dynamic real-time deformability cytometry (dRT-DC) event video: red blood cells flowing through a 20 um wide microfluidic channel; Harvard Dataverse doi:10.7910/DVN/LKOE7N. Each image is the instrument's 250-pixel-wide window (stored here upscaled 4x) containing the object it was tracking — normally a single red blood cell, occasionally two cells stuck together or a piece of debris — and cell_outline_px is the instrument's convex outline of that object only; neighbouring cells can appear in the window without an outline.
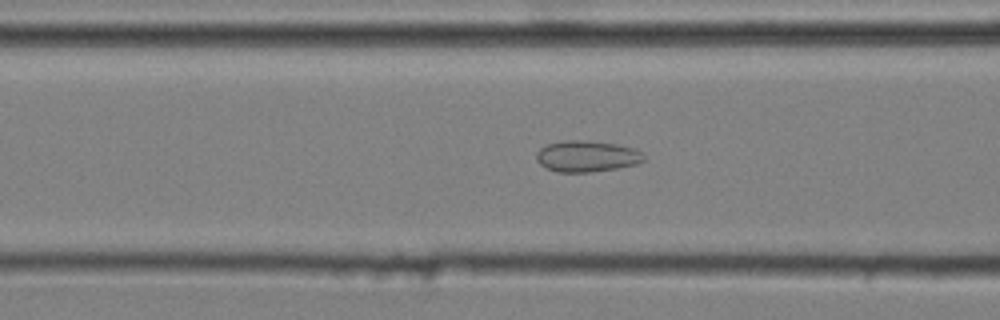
{"species": "common noctule bat (a hibernating species)", "species_latin": "Nyctalus noctula", "temperature_condition": "cold", "stored_images_in_passage": 47, "camera_frame_rate_fps": 3000, "um_per_image_px": 0.085, "animal": {"sex": "male", "body_mass_g": 20.4}, "frame": {"image": 1, "passage_image": 15, "time_ms": 4.667, "image_size_px": [1000, 320], "cell_outline_px": [[644, 160], [636, 164], [616, 168], [588, 172], [556, 172], [540, 164], [536, 160], [536, 152], [540, 148], [548, 144], [564, 140], [588, 140], [616, 144], [632, 148], [640, 152], [644, 156]], "centroid_in_image_um": [49.84, 13.27], "position_along_channel_um": 116.8, "area_um2": 19.42}}
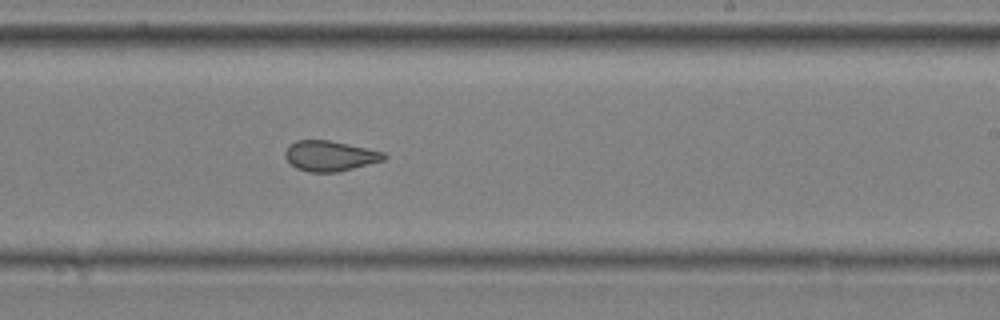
{"frame": {"image": 2, "passage_image": 27, "time_ms": 8.667, "image_size_px": [1000, 320], "cell_outline_px": [[388, 156], [384, 160], [336, 172], [308, 172], [296, 168], [284, 156], [284, 152], [296, 140], [328, 140], [348, 144], [384, 152]], "centroid_in_image_um": [28.04, 13.25], "position_along_channel_um": 261.0, "area_um2": 17.22}}
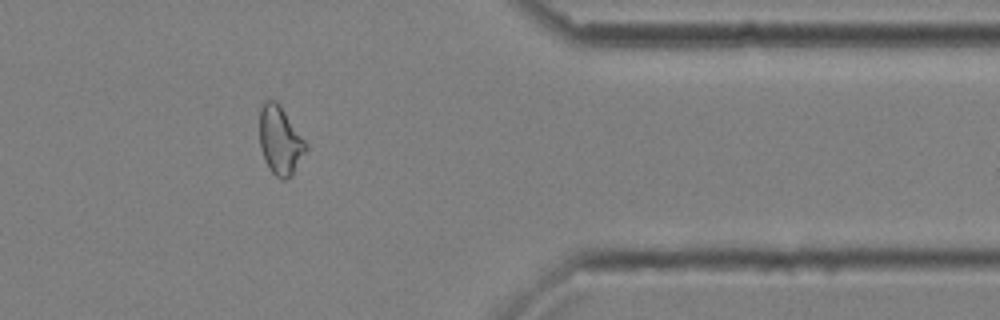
{"frame": {"image": 3, "passage_image": 39, "time_ms": 12.667, "image_size_px": [1000, 320], "cell_outline_px": [[308, 148], [292, 176], [284, 180], [280, 180], [268, 168], [264, 160], [260, 148], [260, 108], [268, 100], [276, 100], [308, 144]], "centroid_in_image_um": [23.82, 11.99], "position_along_channel_um": 387.6, "area_um2": 18.5}, "authors_computed_cell_mechanics": {"area_um2": 18.6694, "velocity_mm_per_s": 3.6117, "shape_relaxation_time_tau1_ms": null, "shape_relaxation_time_tau2_ms": 1.5859, "deformation_change_tau1": null, "deformation_change_tau2": 0.0881}}